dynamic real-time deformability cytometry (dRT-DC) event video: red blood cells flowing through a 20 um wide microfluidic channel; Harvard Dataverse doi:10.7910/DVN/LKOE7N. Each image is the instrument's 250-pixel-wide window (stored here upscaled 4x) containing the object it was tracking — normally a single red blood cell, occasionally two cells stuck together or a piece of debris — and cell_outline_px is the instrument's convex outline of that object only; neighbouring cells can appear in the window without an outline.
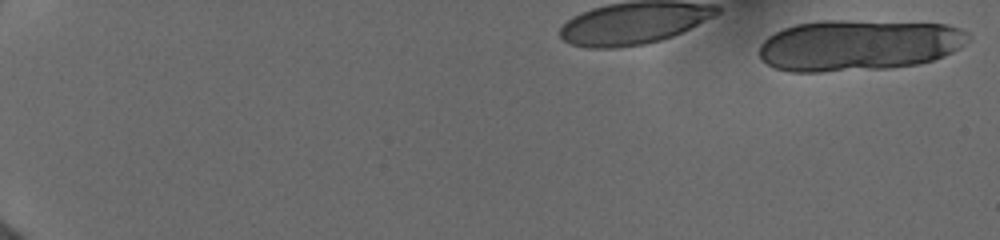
{"species": "human", "species_latin": "Homo sapiens", "temperature_condition": "cold", "stored_images_in_passage": 6, "camera_frame_rate_fps": 3000, "um_per_image_px": 0.085, "donor": {"sex": "female"}, "frame": {"image": 1, "passage_image": 1, "time_ms": 0.0, "image_size_px": [1000, 240], "cell_outline_px": [[972, 36], [960, 48], [944, 56], [932, 60], [916, 64], [888, 68], [820, 72], [788, 72], [776, 68], [768, 64], [760, 56], [760, 44], [768, 36], [784, 28], [796, 24], [820, 20], [844, 20], [948, 24], [960, 28], [968, 32]], "centroid_in_image_um": [72.99, 3.84], "position_along_channel_um": 12.0, "area_um2": 62.54}}
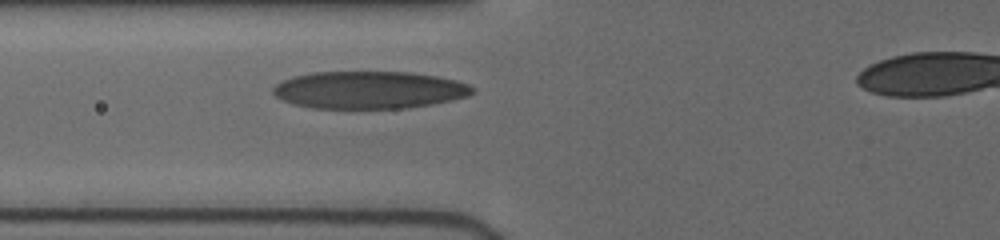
{"frame": {"image": 2, "passage_image": 6, "time_ms": 4.333, "image_size_px": [1000, 240], "cell_outline_px": [[476, 92], [468, 96], [432, 104], [404, 108], [312, 108], [292, 104], [276, 96], [272, 92], [272, 88], [276, 84], [292, 76], [316, 72], [408, 72], [436, 76], [456, 80], [468, 84], [476, 88]], "centroid_in_image_um": [31.39, 7.64], "position_along_channel_um": 94.4, "area_um2": 43.52}}